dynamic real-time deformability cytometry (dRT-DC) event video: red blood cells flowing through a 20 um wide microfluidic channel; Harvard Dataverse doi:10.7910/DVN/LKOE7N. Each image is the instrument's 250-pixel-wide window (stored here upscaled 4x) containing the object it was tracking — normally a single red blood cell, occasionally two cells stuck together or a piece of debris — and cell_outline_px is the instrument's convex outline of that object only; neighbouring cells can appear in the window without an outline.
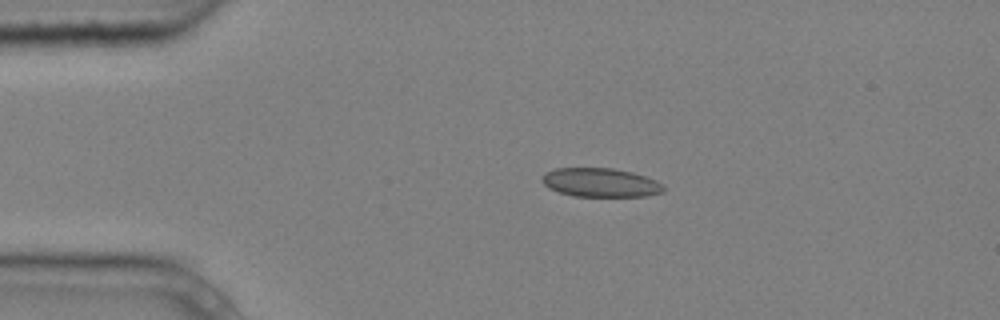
{"species": "common noctule bat (a hibernating species)", "species_latin": "Nyctalus noctula", "temperature_condition": "cold", "stored_images_in_passage": 3, "camera_frame_rate_fps": 3000, "um_per_image_px": 0.085, "animal": {"sex": "male", "body_mass_g": 20.4}, "frame": {"image": 1, "passage_image": 2, "time_ms": 0.333, "image_size_px": [1000, 320], "cell_outline_px": [[664, 192], [644, 196], [572, 196], [548, 188], [540, 180], [540, 176], [556, 168], [612, 168], [632, 172], [656, 180], [664, 184]], "centroid_in_image_um": [51.04, 15.52], "position_along_channel_um": 34.0, "area_um2": 20.46}}